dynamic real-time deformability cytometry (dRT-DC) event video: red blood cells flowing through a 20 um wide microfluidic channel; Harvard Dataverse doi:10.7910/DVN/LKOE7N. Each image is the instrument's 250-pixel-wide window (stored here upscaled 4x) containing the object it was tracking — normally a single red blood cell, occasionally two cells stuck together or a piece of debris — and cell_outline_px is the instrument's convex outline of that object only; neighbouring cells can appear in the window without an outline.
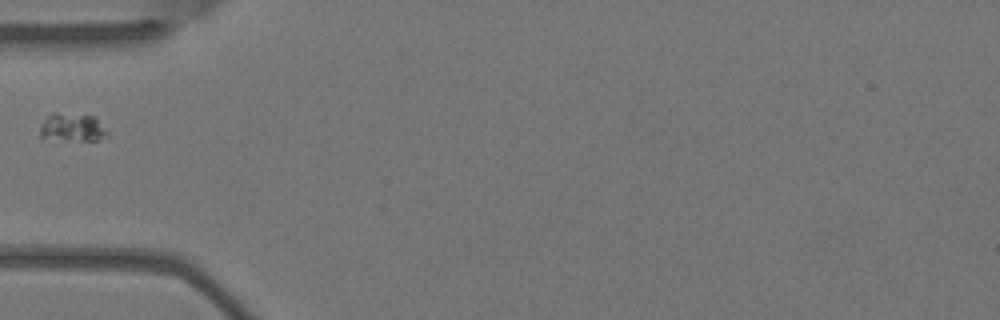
{"species": "Egyptian fruit bat (a non-hibernating species)", "species_latin": "Rousettus aegyptiacus", "temperature_condition": "warm", "stored_images_in_passage": 1, "camera_frame_rate_fps": 3000, "um_per_image_px": 0.085, "animal": {"sex": "female"}, "frame": {"image": 1, "passage_image": 1, "time_ms": 0.0, "image_size_px": [1000, 320], "cell_outline_px": [[108, 136], [96, 140], [64, 140], [40, 136], [40, 124], [52, 112], [56, 112], [96, 116], [108, 132]], "centroid_in_image_um": [6.17, 10.81], "position_along_channel_um": 78.8, "area_um2": 11.1}}